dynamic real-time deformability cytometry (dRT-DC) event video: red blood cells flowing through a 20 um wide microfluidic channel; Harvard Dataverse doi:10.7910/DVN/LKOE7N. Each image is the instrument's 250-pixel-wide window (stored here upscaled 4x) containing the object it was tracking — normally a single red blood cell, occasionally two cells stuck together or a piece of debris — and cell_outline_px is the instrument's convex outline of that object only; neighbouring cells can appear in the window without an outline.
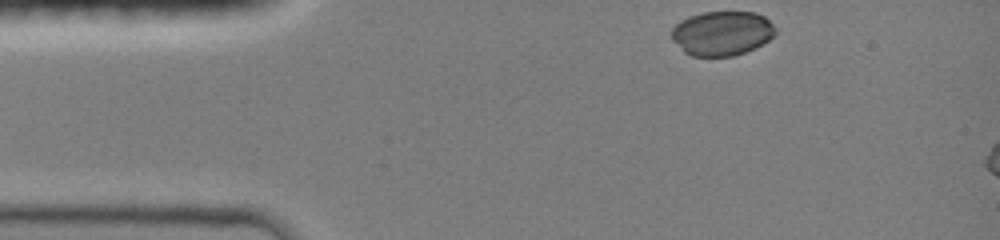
{"species": "common noctule bat (a hibernating species)", "species_latin": "Nyctalus noctula", "temperature_condition": "room temperature", "stored_images_in_passage": 7, "camera_frame_rate_fps": 3000, "um_per_image_px": 0.085, "animal": {"sex": "female", "body_mass_g": 19.0, "forearm_length_mm": 51.5}, "frame": {"image": 1, "passage_image": 1, "time_ms": 0.0, "image_size_px": [1000, 240], "cell_outline_px": [[776, 32], [768, 40], [744, 52], [732, 56], [692, 56], [684, 52], [672, 40], [672, 28], [680, 20], [688, 16], [704, 12], [756, 12], [764, 16], [776, 28]], "centroid_in_image_um": [61.34, 2.82], "position_along_channel_um": 23.7, "area_um2": 26.76}}